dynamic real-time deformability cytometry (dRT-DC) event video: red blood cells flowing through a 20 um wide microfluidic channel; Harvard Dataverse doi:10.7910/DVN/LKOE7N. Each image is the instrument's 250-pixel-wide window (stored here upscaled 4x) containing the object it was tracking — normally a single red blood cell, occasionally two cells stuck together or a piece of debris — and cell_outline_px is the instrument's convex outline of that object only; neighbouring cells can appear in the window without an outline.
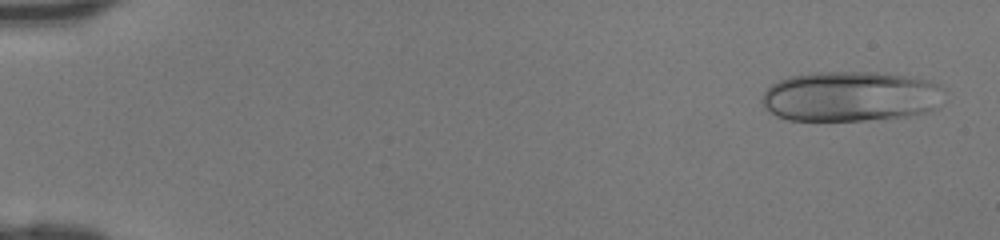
{"species": "human", "species_latin": "Homo sapiens", "temperature_condition": "room temperature", "stored_images_in_passage": 45, "camera_frame_rate_fps": 3000, "um_per_image_px": 0.085, "donor": {"sex": "female"}, "frame": {"image": 1, "passage_image": 2, "time_ms": 0.333, "image_size_px": [1000, 240], "cell_outline_px": [[944, 104], [940, 108], [928, 112], [908, 116], [864, 120], [788, 120], [776, 116], [768, 112], [764, 108], [764, 92], [772, 84], [788, 76], [812, 72], [876, 72], [932, 80], [940, 88]], "centroid_in_image_um": [72.33, 8.2], "position_along_channel_um": 12.7, "area_um2": 53.64}}
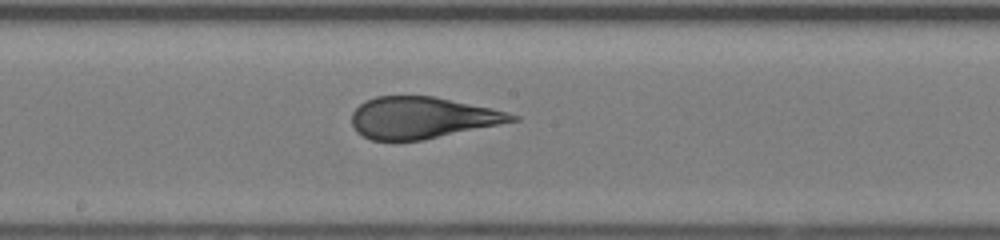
{"frame": {"image": 2, "passage_image": 25, "time_ms": 8.0, "image_size_px": [1000, 240], "cell_outline_px": [[520, 120], [424, 140], [372, 140], [356, 132], [352, 124], [352, 112], [364, 100], [376, 96], [432, 96], [488, 108], [520, 116]], "centroid_in_image_um": [35.84, 10.01], "position_along_channel_um": 212.4, "area_um2": 38.49}}
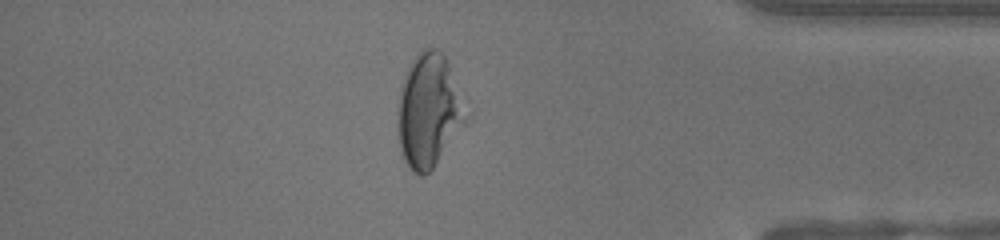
{"frame": {"image": 3, "passage_image": 39, "time_ms": 12.667, "image_size_px": [1000, 240], "cell_outline_px": [[468, 120], [432, 168], [424, 176], [420, 176], [412, 172], [404, 160], [400, 152], [396, 132], [396, 108], [400, 84], [408, 64], [420, 48], [436, 48], [444, 56], [448, 64], [468, 116]], "centroid_in_image_um": [36.36, 9.41], "position_along_channel_um": 398.8, "area_um2": 45.55}}